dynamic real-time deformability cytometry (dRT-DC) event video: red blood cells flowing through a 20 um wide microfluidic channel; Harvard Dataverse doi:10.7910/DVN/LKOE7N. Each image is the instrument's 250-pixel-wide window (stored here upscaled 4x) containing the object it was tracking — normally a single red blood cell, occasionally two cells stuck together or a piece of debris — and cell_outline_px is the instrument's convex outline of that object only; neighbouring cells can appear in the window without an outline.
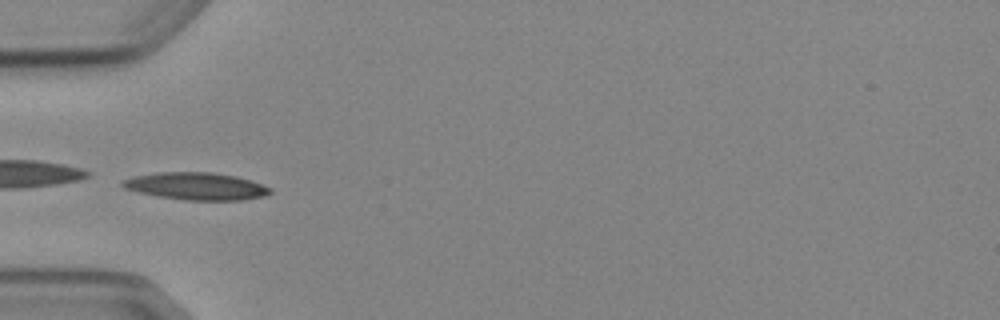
{"species": "Egyptian fruit bat (a non-hibernating species)", "species_latin": "Rousettus aegyptiacus", "temperature_condition": "cold", "stored_images_in_passage": 7, "camera_frame_rate_fps": 3000, "um_per_image_px": 0.085, "animal": {"sex": "female"}, "frame": {"image": 1, "passage_image": 4, "time_ms": 3.667, "image_size_px": [1000, 320], "cell_outline_px": [[272, 192], [264, 196], [240, 200], [184, 200], [160, 196], [140, 192], [124, 188], [120, 184], [120, 180], [132, 176], [156, 172], [212, 172], [236, 176], [272, 188]], "centroid_in_image_um": [16.64, 15.81], "position_along_channel_um": 68.4, "area_um2": 23.47}}
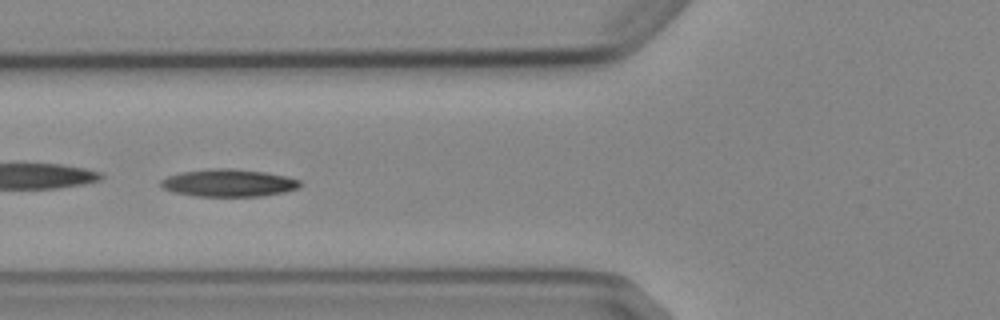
{"frame": {"image": 2, "passage_image": 5, "time_ms": 4.667, "image_size_px": [1000, 320], "cell_outline_px": [[304, 184], [300, 188], [284, 192], [260, 196], [196, 196], [172, 192], [164, 188], [160, 184], [160, 180], [168, 176], [180, 172], [216, 168], [232, 168], [264, 172], [288, 176], [300, 180]], "centroid_in_image_um": [19.47, 15.55], "position_along_channel_um": 106.3, "area_um2": 22.43}}
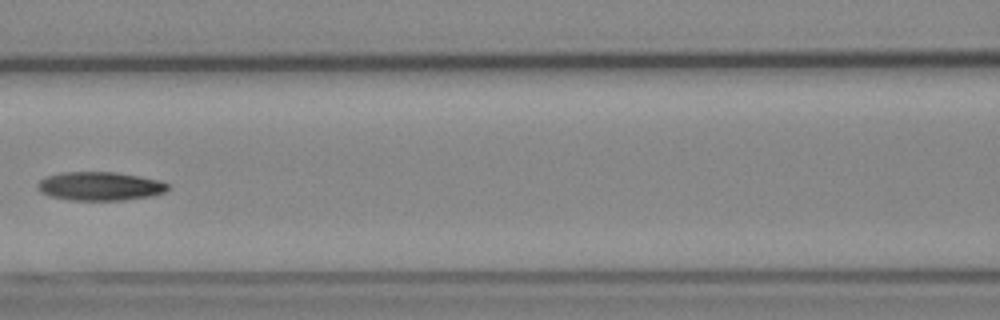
{"frame": {"image": 3, "passage_image": 6, "time_ms": 6.0, "image_size_px": [1000, 320], "cell_outline_px": [[168, 188], [164, 192], [152, 196], [124, 200], [68, 200], [52, 196], [40, 192], [36, 188], [36, 184], [44, 176], [60, 172], [116, 172], [140, 176], [160, 180], [168, 184]], "centroid_in_image_um": [8.46, 15.82], "position_along_channel_um": 158.1, "area_um2": 21.96}}